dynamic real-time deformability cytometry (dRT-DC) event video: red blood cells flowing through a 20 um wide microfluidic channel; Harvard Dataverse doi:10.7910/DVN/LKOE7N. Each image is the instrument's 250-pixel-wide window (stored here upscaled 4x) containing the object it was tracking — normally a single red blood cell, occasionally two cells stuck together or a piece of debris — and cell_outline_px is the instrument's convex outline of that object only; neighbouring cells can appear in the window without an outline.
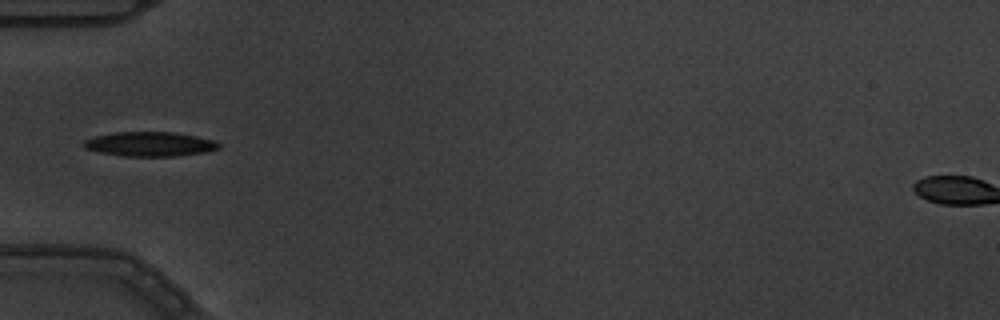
{"species": "common noctule bat (a hibernating species)", "species_latin": "Nyctalus noctula", "temperature_condition": "warm", "stored_images_in_passage": 8, "camera_frame_rate_fps": 3000, "um_per_image_px": 0.085, "animal": {"sex": "male", "body_mass_g": 19.5, "forearm_length_mm": 54.6}, "frame": {"image": 1, "passage_image": 5, "time_ms": 1.333, "image_size_px": [1000, 320], "cell_outline_px": [[220, 148], [204, 152], [176, 156], [124, 156], [100, 152], [84, 148], [84, 140], [96, 136], [112, 132], [172, 132], [196, 136], [216, 140], [220, 144]], "centroid_in_image_um": [12.76, 12.24], "position_along_channel_um": 72.2, "area_um2": 19.19}}